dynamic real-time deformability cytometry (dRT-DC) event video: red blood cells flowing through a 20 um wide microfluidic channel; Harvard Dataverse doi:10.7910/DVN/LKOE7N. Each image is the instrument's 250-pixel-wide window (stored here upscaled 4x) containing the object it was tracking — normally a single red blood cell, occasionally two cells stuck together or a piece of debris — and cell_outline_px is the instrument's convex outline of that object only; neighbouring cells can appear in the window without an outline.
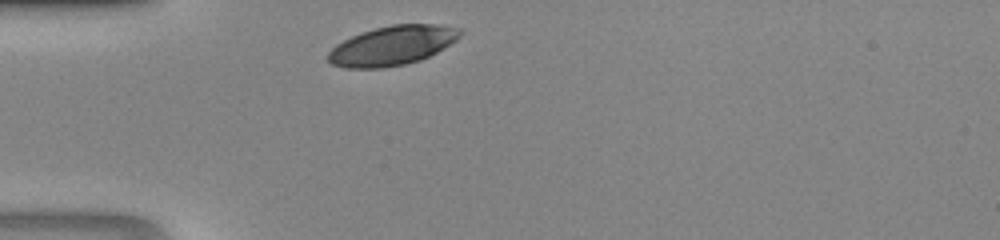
{"species": "human", "species_latin": "Homo sapiens", "temperature_condition": "room temperature", "stored_images_in_passage": 24, "camera_frame_rate_fps": 3000, "um_per_image_px": 0.085, "donor": {"sex": "male"}, "frame": {"image": 1, "passage_image": 1, "time_ms": 0.0, "image_size_px": [1000, 240], "cell_outline_px": [[464, 32], [456, 40], [444, 48], [420, 60], [404, 64], [384, 68], [344, 68], [332, 64], [328, 60], [328, 52], [336, 44], [352, 36], [376, 28], [392, 24], [436, 24], [460, 28]], "centroid_in_image_um": [33.36, 3.87], "position_along_channel_um": 51.6, "area_um2": 30.17}}
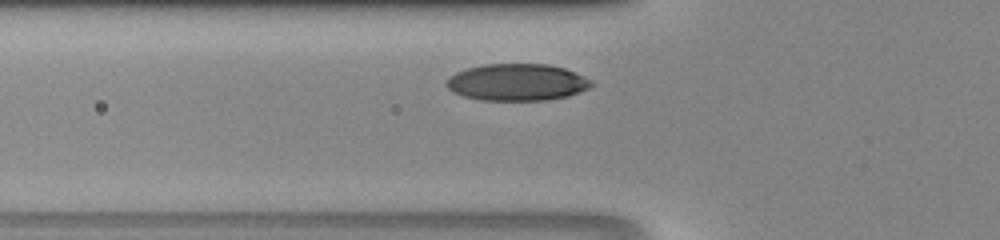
{"frame": {"image": 2, "passage_image": 4, "time_ms": 1.0, "image_size_px": [1000, 240], "cell_outline_px": [[592, 84], [588, 88], [580, 92], [568, 96], [548, 100], [480, 100], [464, 96], [452, 92], [444, 84], [448, 76], [456, 72], [468, 68], [484, 64], [548, 64], [564, 68], [584, 76], [592, 80]], "centroid_in_image_um": [43.92, 6.99], "position_along_channel_um": 81.9, "area_um2": 31.27}}
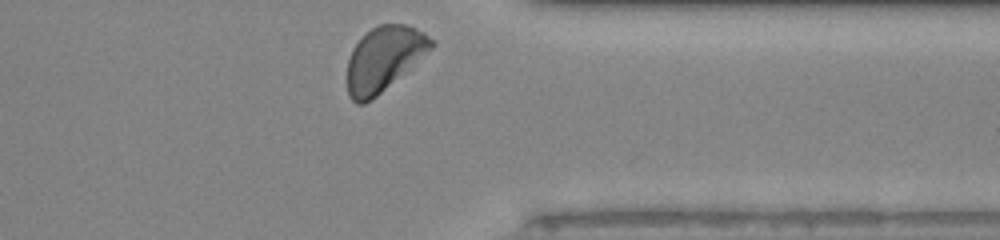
{"frame": {"image": 3, "passage_image": 24, "time_ms": 7.667, "image_size_px": [1000, 240], "cell_outline_px": [[436, 44], [432, 48], [372, 100], [364, 104], [356, 104], [348, 96], [344, 80], [348, 60], [352, 48], [372, 28], [380, 24], [404, 24], [424, 32], [436, 40]], "centroid_in_image_um": [32.58, 5.03], "position_along_channel_um": 378.8, "area_um2": 31.73}}